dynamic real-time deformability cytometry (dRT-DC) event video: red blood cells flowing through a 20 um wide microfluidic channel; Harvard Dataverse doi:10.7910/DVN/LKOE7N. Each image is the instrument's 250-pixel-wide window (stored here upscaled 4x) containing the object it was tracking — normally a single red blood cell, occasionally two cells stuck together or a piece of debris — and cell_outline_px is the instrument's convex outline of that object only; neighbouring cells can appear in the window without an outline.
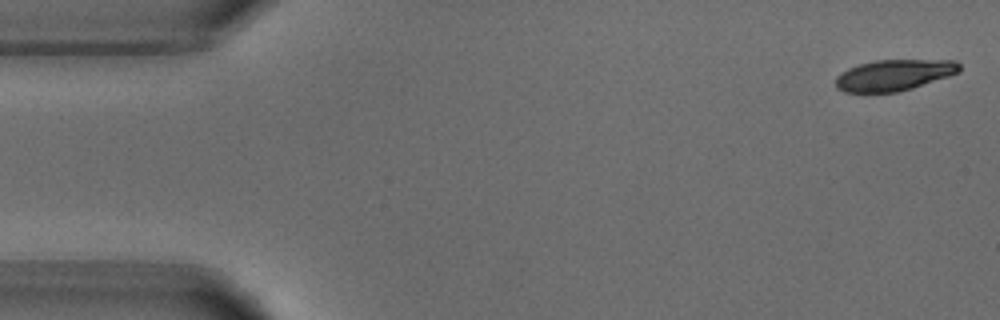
{"species": "common noctule bat (a hibernating species)", "species_latin": "Nyctalus noctula", "temperature_condition": "warm", "stored_images_in_passage": 52, "camera_frame_rate_fps": 3000, "um_per_image_px": 0.085, "animal": {"sex": "male", "body_mass_g": 18.8}, "frame": {"image": 1, "passage_image": 1, "time_ms": 0.0, "image_size_px": [1000, 320], "cell_outline_px": [[960, 72], [912, 88], [896, 92], [844, 92], [836, 88], [836, 76], [840, 72], [848, 68], [860, 64], [876, 60], [956, 60], [960, 64]], "centroid_in_image_um": [75.98, 6.38], "position_along_channel_um": 9.0, "area_um2": 22.37}}
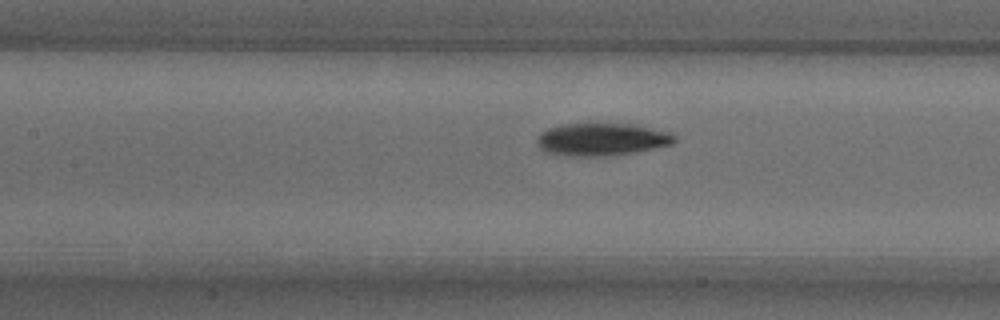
{"frame": {"image": 2, "passage_image": 22, "time_ms": 7.0, "image_size_px": [1000, 320], "cell_outline_px": [[676, 140], [672, 144], [616, 156], [568, 156], [548, 152], [540, 148], [536, 144], [536, 136], [540, 132], [548, 128], [564, 124], [636, 124], [672, 132], [676, 136]], "centroid_in_image_um": [51.16, 11.85], "position_along_channel_um": 156.2, "area_um2": 26.41}}
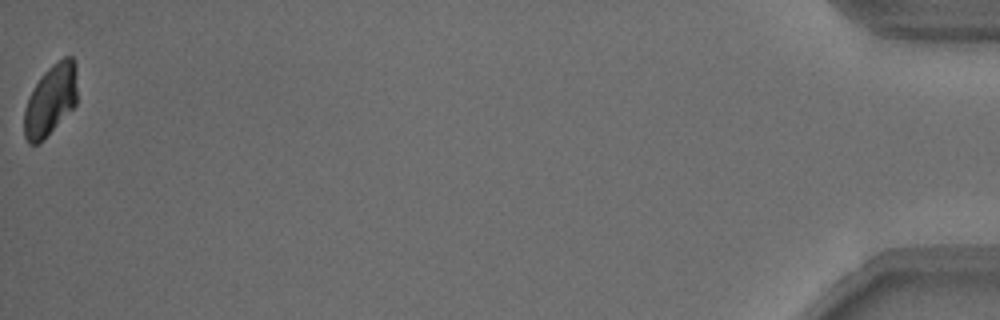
{"frame": {"image": 3, "passage_image": 52, "time_ms": 17.0, "image_size_px": [1000, 320], "cell_outline_px": [[76, 104], [40, 144], [28, 144], [24, 136], [24, 108], [28, 96], [32, 88], [40, 76], [52, 64], [64, 56], [72, 56], [76, 64]], "centroid_in_image_um": [4.27, 8.5], "position_along_channel_um": 430.9, "area_um2": 22.2}, "authors_computed_cell_mechanics": {"area_um2": 24.5361, "velocity_mm_per_s": 3.7876, "shape_relaxation_time_tau1_ms": 2.3616, "shape_relaxation_time_tau2_ms": null, "deformation_change_tau1": 0.1209, "deformation_change_tau2": null}}